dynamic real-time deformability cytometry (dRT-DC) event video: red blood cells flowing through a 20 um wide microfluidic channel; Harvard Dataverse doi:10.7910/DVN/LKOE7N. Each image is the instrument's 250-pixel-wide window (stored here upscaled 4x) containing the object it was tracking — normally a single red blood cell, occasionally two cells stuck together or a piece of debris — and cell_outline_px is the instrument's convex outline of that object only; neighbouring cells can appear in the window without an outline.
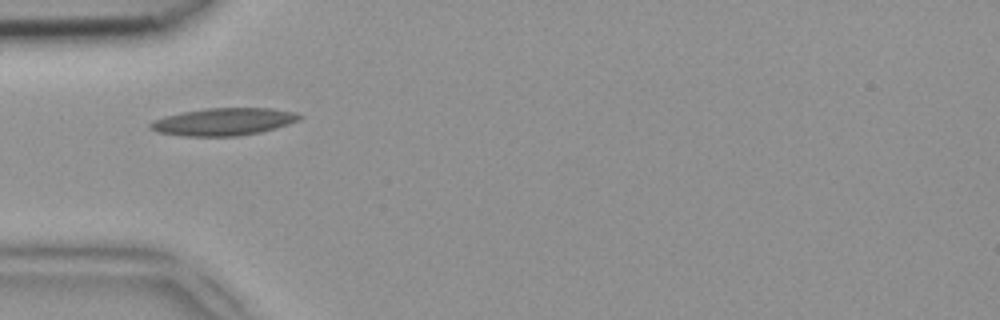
{"species": "common noctule bat (a hibernating species)", "species_latin": "Nyctalus noctula", "temperature_condition": "room temperature", "stored_images_in_passage": 32, "camera_frame_rate_fps": 3000, "um_per_image_px": 0.085, "animal": {"sex": "female", "body_mass_g": 18.4}, "frame": {"image": 1, "passage_image": 1, "time_ms": 0.0, "image_size_px": [1000, 320], "cell_outline_px": [[304, 116], [300, 120], [276, 128], [260, 132], [236, 136], [184, 136], [156, 132], [148, 128], [148, 124], [152, 120], [164, 116], [184, 112], [208, 108], [272, 108], [296, 112]], "centroid_in_image_um": [19.0, 10.35], "position_along_channel_um": 66.0, "area_um2": 23.99}}
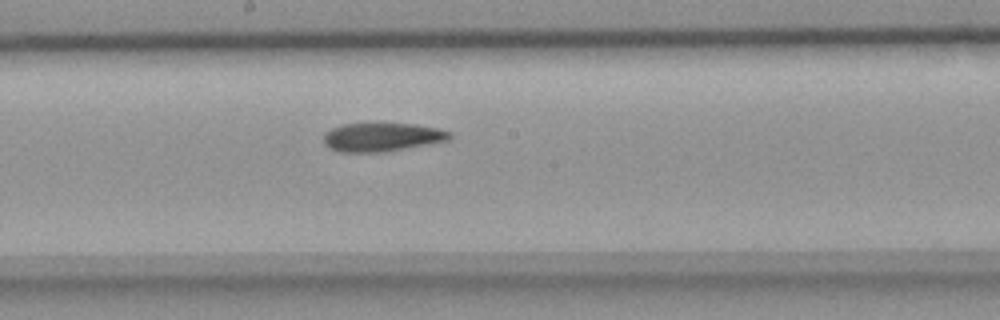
{"frame": {"image": 2, "passage_image": 12, "time_ms": 3.667, "image_size_px": [1000, 320], "cell_outline_px": [[452, 140], [388, 152], [340, 152], [328, 148], [324, 144], [324, 132], [332, 128], [344, 124], [372, 120], [412, 124], [436, 128], [452, 132]], "centroid_in_image_um": [32.47, 11.62], "position_along_channel_um": 215.7, "area_um2": 22.2}}
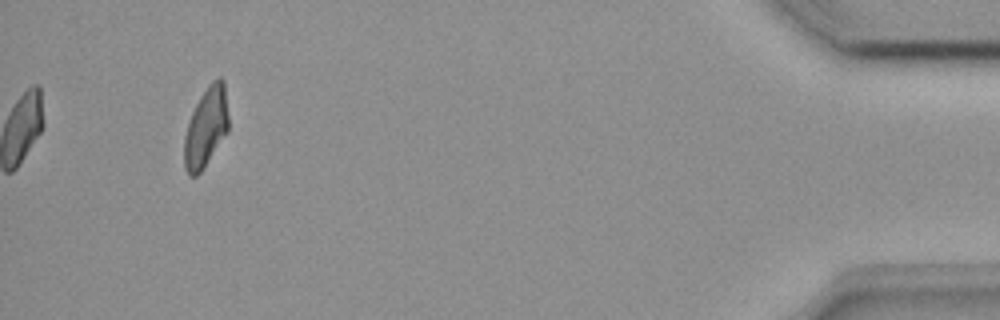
{"frame": {"image": 3, "passage_image": 32, "time_ms": 10.333, "image_size_px": [1000, 320], "cell_outline_px": [[228, 132], [204, 168], [196, 176], [188, 176], [184, 168], [184, 136], [192, 112], [200, 96], [208, 84], [212, 80], [220, 76], [224, 80], [228, 116]], "centroid_in_image_um": [17.51, 10.83], "position_along_channel_um": 417.7, "area_um2": 20.75}}